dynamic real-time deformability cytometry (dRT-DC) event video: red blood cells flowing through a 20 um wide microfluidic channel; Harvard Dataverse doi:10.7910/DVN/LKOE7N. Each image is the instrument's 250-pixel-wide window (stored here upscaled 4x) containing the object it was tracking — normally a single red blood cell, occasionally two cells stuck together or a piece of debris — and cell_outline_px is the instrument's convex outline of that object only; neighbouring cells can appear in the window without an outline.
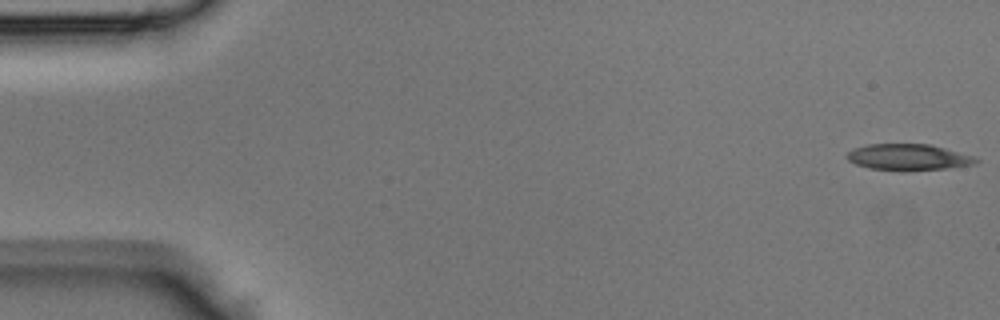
{"species": "Egyptian fruit bat (a non-hibernating species)", "species_latin": "Rousettus aegyptiacus", "temperature_condition": "room temperature", "stored_images_in_passage": 43, "camera_frame_rate_fps": 3000, "um_per_image_px": 0.085, "animal": {"sex": "male"}, "frame": {"image": 1, "passage_image": 1, "time_ms": 0.0, "image_size_px": [1000, 320], "cell_outline_px": [[980, 160], [976, 164], [948, 168], [904, 172], [868, 168], [856, 164], [848, 160], [844, 156], [848, 152], [856, 148], [868, 144], [928, 144], [976, 156]], "centroid_in_image_um": [77.23, 13.38], "position_along_channel_um": 7.8, "area_um2": 20.06}}
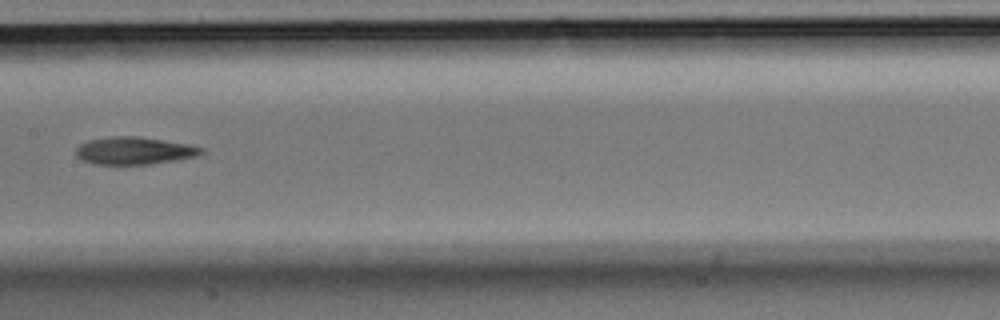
{"frame": {"image": 2, "passage_image": 22, "time_ms": 7.0, "image_size_px": [1000, 320], "cell_outline_px": [[204, 152], [196, 156], [180, 160], [148, 164], [92, 164], [80, 160], [76, 156], [76, 148], [80, 144], [88, 140], [116, 136], [136, 136], [188, 144], [204, 148]], "centroid_in_image_um": [11.4, 12.82], "position_along_channel_um": 196.0, "area_um2": 20.11}}
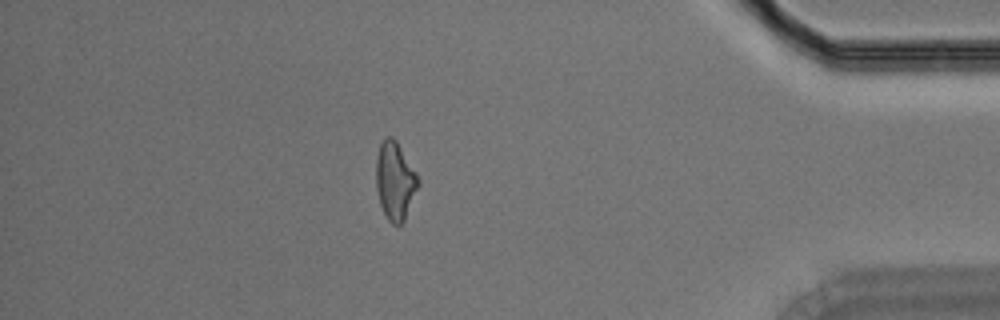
{"frame": {"image": 3, "passage_image": 38, "time_ms": 12.333, "image_size_px": [1000, 320], "cell_outline_px": [[420, 184], [404, 220], [400, 224], [392, 224], [388, 220], [380, 204], [376, 188], [376, 156], [380, 144], [384, 136], [392, 136], [396, 140], [416, 172], [420, 180]], "centroid_in_image_um": [33.57, 15.34], "position_along_channel_um": 401.6, "area_um2": 19.19}}